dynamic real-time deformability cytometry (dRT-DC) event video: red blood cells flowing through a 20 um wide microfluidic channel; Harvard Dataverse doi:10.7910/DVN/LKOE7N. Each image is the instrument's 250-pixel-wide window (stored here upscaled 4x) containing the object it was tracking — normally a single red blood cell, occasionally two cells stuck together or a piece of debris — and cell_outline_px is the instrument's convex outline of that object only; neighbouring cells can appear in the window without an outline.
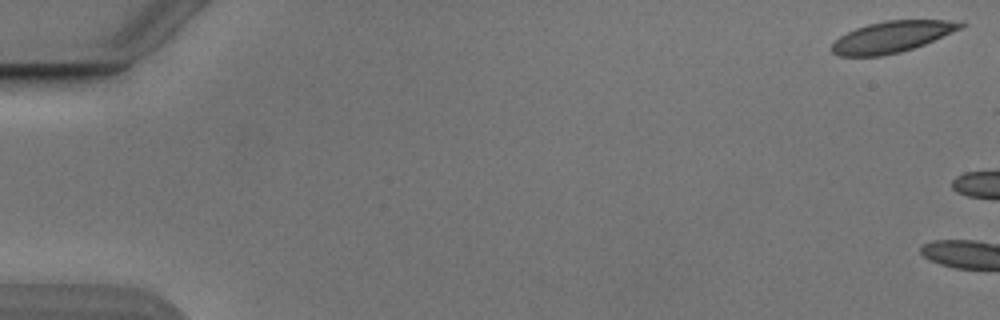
{"species": "Egyptian fruit bat (a non-hibernating species)", "species_latin": "Rousettus aegyptiacus", "temperature_condition": "cold", "stored_images_in_passage": 4, "camera_frame_rate_fps": 3000, "um_per_image_px": 0.085, "animal": {"sex": "male"}, "frame": {"image": 1, "passage_image": 1, "time_ms": 0.0, "image_size_px": [1000, 320], "cell_outline_px": [[968, 24], [960, 28], [924, 44], [900, 52], [880, 56], [840, 56], [832, 52], [832, 44], [840, 36], [856, 28], [868, 24], [884, 20], [944, 20]], "centroid_in_image_um": [75.77, 3.13], "position_along_channel_um": 9.2, "area_um2": 23.0}}